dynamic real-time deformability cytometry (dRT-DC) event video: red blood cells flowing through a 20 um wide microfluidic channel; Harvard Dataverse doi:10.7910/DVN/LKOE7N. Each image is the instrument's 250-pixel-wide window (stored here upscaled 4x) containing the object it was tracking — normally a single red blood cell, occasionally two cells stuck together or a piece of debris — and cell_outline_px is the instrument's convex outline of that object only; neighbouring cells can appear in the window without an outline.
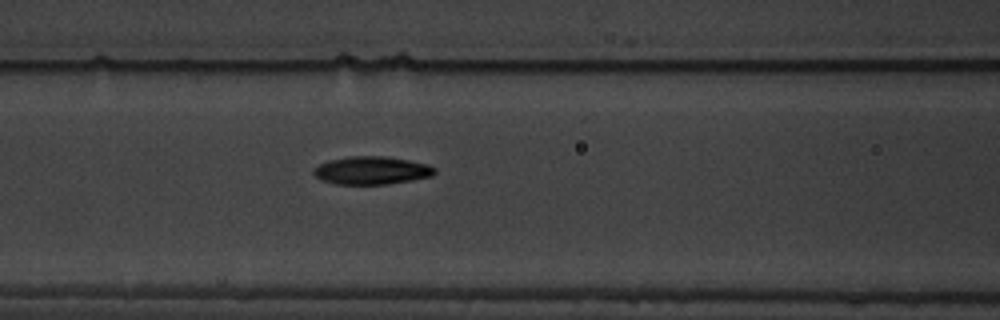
{"species": "common noctule bat (a hibernating species)", "species_latin": "Nyctalus noctula", "temperature_condition": "warm", "stored_images_in_passage": 8, "camera_frame_rate_fps": 3000, "um_per_image_px": 0.085, "animal": {"sex": "male", "body_mass_g": 19.5, "forearm_length_mm": 54.6}, "frame": {"image": 1, "passage_image": 8, "time_ms": 8.333, "image_size_px": [1000, 320], "cell_outline_px": [[436, 172], [432, 176], [412, 180], [388, 184], [336, 184], [320, 180], [312, 172], [312, 168], [320, 164], [332, 160], [348, 156], [384, 156], [408, 160], [428, 164], [436, 168]], "centroid_in_image_um": [31.59, 14.49], "position_along_channel_um": 135.0, "area_um2": 19.77}}